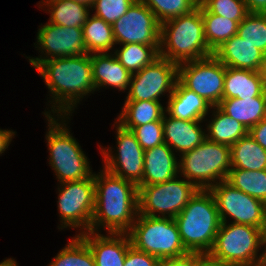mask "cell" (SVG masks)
<instances>
[{
	"label": "cell",
	"mask_w": 266,
	"mask_h": 266,
	"mask_svg": "<svg viewBox=\"0 0 266 266\" xmlns=\"http://www.w3.org/2000/svg\"><path fill=\"white\" fill-rule=\"evenodd\" d=\"M181 156L179 172L199 189H210L216 180L225 181L231 169L230 147L207 138Z\"/></svg>",
	"instance_id": "cell-7"
},
{
	"label": "cell",
	"mask_w": 266,
	"mask_h": 266,
	"mask_svg": "<svg viewBox=\"0 0 266 266\" xmlns=\"http://www.w3.org/2000/svg\"><path fill=\"white\" fill-rule=\"evenodd\" d=\"M261 242L266 246V205L263 214L262 225L260 227Z\"/></svg>",
	"instance_id": "cell-45"
},
{
	"label": "cell",
	"mask_w": 266,
	"mask_h": 266,
	"mask_svg": "<svg viewBox=\"0 0 266 266\" xmlns=\"http://www.w3.org/2000/svg\"><path fill=\"white\" fill-rule=\"evenodd\" d=\"M58 210L62 227H80L83 232L90 231L95 210L94 173L91 177L79 181L60 183ZM83 227V228H82Z\"/></svg>",
	"instance_id": "cell-11"
},
{
	"label": "cell",
	"mask_w": 266,
	"mask_h": 266,
	"mask_svg": "<svg viewBox=\"0 0 266 266\" xmlns=\"http://www.w3.org/2000/svg\"><path fill=\"white\" fill-rule=\"evenodd\" d=\"M156 16L160 24L196 9L200 0H140Z\"/></svg>",
	"instance_id": "cell-35"
},
{
	"label": "cell",
	"mask_w": 266,
	"mask_h": 266,
	"mask_svg": "<svg viewBox=\"0 0 266 266\" xmlns=\"http://www.w3.org/2000/svg\"><path fill=\"white\" fill-rule=\"evenodd\" d=\"M198 253L188 252L184 255L163 260L160 266H197Z\"/></svg>",
	"instance_id": "cell-40"
},
{
	"label": "cell",
	"mask_w": 266,
	"mask_h": 266,
	"mask_svg": "<svg viewBox=\"0 0 266 266\" xmlns=\"http://www.w3.org/2000/svg\"><path fill=\"white\" fill-rule=\"evenodd\" d=\"M50 10L49 23L63 27L82 28L89 17V7L71 0H47Z\"/></svg>",
	"instance_id": "cell-28"
},
{
	"label": "cell",
	"mask_w": 266,
	"mask_h": 266,
	"mask_svg": "<svg viewBox=\"0 0 266 266\" xmlns=\"http://www.w3.org/2000/svg\"><path fill=\"white\" fill-rule=\"evenodd\" d=\"M248 134L266 150V118L251 127Z\"/></svg>",
	"instance_id": "cell-41"
},
{
	"label": "cell",
	"mask_w": 266,
	"mask_h": 266,
	"mask_svg": "<svg viewBox=\"0 0 266 266\" xmlns=\"http://www.w3.org/2000/svg\"><path fill=\"white\" fill-rule=\"evenodd\" d=\"M49 266H96V264L89 246L77 235L58 253Z\"/></svg>",
	"instance_id": "cell-33"
},
{
	"label": "cell",
	"mask_w": 266,
	"mask_h": 266,
	"mask_svg": "<svg viewBox=\"0 0 266 266\" xmlns=\"http://www.w3.org/2000/svg\"><path fill=\"white\" fill-rule=\"evenodd\" d=\"M48 120L46 135L51 164L60 183L79 181L91 177L89 162L79 143L72 137L65 123H58L49 112L44 113ZM53 116V117H52ZM57 120V121H56ZM66 127V128H65Z\"/></svg>",
	"instance_id": "cell-6"
},
{
	"label": "cell",
	"mask_w": 266,
	"mask_h": 266,
	"mask_svg": "<svg viewBox=\"0 0 266 266\" xmlns=\"http://www.w3.org/2000/svg\"><path fill=\"white\" fill-rule=\"evenodd\" d=\"M161 260L131 246L127 250L124 266H160Z\"/></svg>",
	"instance_id": "cell-39"
},
{
	"label": "cell",
	"mask_w": 266,
	"mask_h": 266,
	"mask_svg": "<svg viewBox=\"0 0 266 266\" xmlns=\"http://www.w3.org/2000/svg\"><path fill=\"white\" fill-rule=\"evenodd\" d=\"M261 266H266V257H262Z\"/></svg>",
	"instance_id": "cell-49"
},
{
	"label": "cell",
	"mask_w": 266,
	"mask_h": 266,
	"mask_svg": "<svg viewBox=\"0 0 266 266\" xmlns=\"http://www.w3.org/2000/svg\"><path fill=\"white\" fill-rule=\"evenodd\" d=\"M90 60L95 89L107 85L120 90L129 87L132 74L121 65L114 54L94 53L90 54Z\"/></svg>",
	"instance_id": "cell-22"
},
{
	"label": "cell",
	"mask_w": 266,
	"mask_h": 266,
	"mask_svg": "<svg viewBox=\"0 0 266 266\" xmlns=\"http://www.w3.org/2000/svg\"><path fill=\"white\" fill-rule=\"evenodd\" d=\"M78 235L89 246L96 266H124L127 250L132 246L128 233H109L110 236H103L97 232L85 231Z\"/></svg>",
	"instance_id": "cell-17"
},
{
	"label": "cell",
	"mask_w": 266,
	"mask_h": 266,
	"mask_svg": "<svg viewBox=\"0 0 266 266\" xmlns=\"http://www.w3.org/2000/svg\"><path fill=\"white\" fill-rule=\"evenodd\" d=\"M200 3L213 14L240 23L249 13L243 0H200Z\"/></svg>",
	"instance_id": "cell-36"
},
{
	"label": "cell",
	"mask_w": 266,
	"mask_h": 266,
	"mask_svg": "<svg viewBox=\"0 0 266 266\" xmlns=\"http://www.w3.org/2000/svg\"><path fill=\"white\" fill-rule=\"evenodd\" d=\"M263 246L260 228L250 225L221 222L209 255L230 266H259L258 249Z\"/></svg>",
	"instance_id": "cell-8"
},
{
	"label": "cell",
	"mask_w": 266,
	"mask_h": 266,
	"mask_svg": "<svg viewBox=\"0 0 266 266\" xmlns=\"http://www.w3.org/2000/svg\"><path fill=\"white\" fill-rule=\"evenodd\" d=\"M248 12L266 13V0H243Z\"/></svg>",
	"instance_id": "cell-42"
},
{
	"label": "cell",
	"mask_w": 266,
	"mask_h": 266,
	"mask_svg": "<svg viewBox=\"0 0 266 266\" xmlns=\"http://www.w3.org/2000/svg\"><path fill=\"white\" fill-rule=\"evenodd\" d=\"M168 180L164 183L138 186V214L175 218L196 194L199 188L184 179ZM168 216H166V214Z\"/></svg>",
	"instance_id": "cell-9"
},
{
	"label": "cell",
	"mask_w": 266,
	"mask_h": 266,
	"mask_svg": "<svg viewBox=\"0 0 266 266\" xmlns=\"http://www.w3.org/2000/svg\"><path fill=\"white\" fill-rule=\"evenodd\" d=\"M225 71L226 66L211 55L178 64V80L213 107L223 99Z\"/></svg>",
	"instance_id": "cell-10"
},
{
	"label": "cell",
	"mask_w": 266,
	"mask_h": 266,
	"mask_svg": "<svg viewBox=\"0 0 266 266\" xmlns=\"http://www.w3.org/2000/svg\"><path fill=\"white\" fill-rule=\"evenodd\" d=\"M260 72H261V76H262L263 87H264V90L266 91V58H265L264 63L262 64V68H261Z\"/></svg>",
	"instance_id": "cell-46"
},
{
	"label": "cell",
	"mask_w": 266,
	"mask_h": 266,
	"mask_svg": "<svg viewBox=\"0 0 266 266\" xmlns=\"http://www.w3.org/2000/svg\"><path fill=\"white\" fill-rule=\"evenodd\" d=\"M136 0H96L91 7L95 9V16L113 25L122 17Z\"/></svg>",
	"instance_id": "cell-37"
},
{
	"label": "cell",
	"mask_w": 266,
	"mask_h": 266,
	"mask_svg": "<svg viewBox=\"0 0 266 266\" xmlns=\"http://www.w3.org/2000/svg\"><path fill=\"white\" fill-rule=\"evenodd\" d=\"M218 107L249 130L266 118L265 91L254 98L222 99Z\"/></svg>",
	"instance_id": "cell-24"
},
{
	"label": "cell",
	"mask_w": 266,
	"mask_h": 266,
	"mask_svg": "<svg viewBox=\"0 0 266 266\" xmlns=\"http://www.w3.org/2000/svg\"><path fill=\"white\" fill-rule=\"evenodd\" d=\"M83 40L88 54L108 53L116 44L111 24L93 15L83 25Z\"/></svg>",
	"instance_id": "cell-29"
},
{
	"label": "cell",
	"mask_w": 266,
	"mask_h": 266,
	"mask_svg": "<svg viewBox=\"0 0 266 266\" xmlns=\"http://www.w3.org/2000/svg\"><path fill=\"white\" fill-rule=\"evenodd\" d=\"M265 252H263V256L262 257H266V247L264 249Z\"/></svg>",
	"instance_id": "cell-50"
},
{
	"label": "cell",
	"mask_w": 266,
	"mask_h": 266,
	"mask_svg": "<svg viewBox=\"0 0 266 266\" xmlns=\"http://www.w3.org/2000/svg\"><path fill=\"white\" fill-rule=\"evenodd\" d=\"M210 124L207 125L206 138L219 144L231 147L241 137L248 134V129L241 123L224 113L218 106Z\"/></svg>",
	"instance_id": "cell-27"
},
{
	"label": "cell",
	"mask_w": 266,
	"mask_h": 266,
	"mask_svg": "<svg viewBox=\"0 0 266 266\" xmlns=\"http://www.w3.org/2000/svg\"><path fill=\"white\" fill-rule=\"evenodd\" d=\"M118 123L132 130L152 121H162L164 108L160 101H125Z\"/></svg>",
	"instance_id": "cell-26"
},
{
	"label": "cell",
	"mask_w": 266,
	"mask_h": 266,
	"mask_svg": "<svg viewBox=\"0 0 266 266\" xmlns=\"http://www.w3.org/2000/svg\"><path fill=\"white\" fill-rule=\"evenodd\" d=\"M15 132L11 130H1L0 129V154H2L6 148H8L11 138L14 136Z\"/></svg>",
	"instance_id": "cell-44"
},
{
	"label": "cell",
	"mask_w": 266,
	"mask_h": 266,
	"mask_svg": "<svg viewBox=\"0 0 266 266\" xmlns=\"http://www.w3.org/2000/svg\"><path fill=\"white\" fill-rule=\"evenodd\" d=\"M160 46H150L139 43L123 44L114 55L121 65L131 74L139 72L159 57Z\"/></svg>",
	"instance_id": "cell-31"
},
{
	"label": "cell",
	"mask_w": 266,
	"mask_h": 266,
	"mask_svg": "<svg viewBox=\"0 0 266 266\" xmlns=\"http://www.w3.org/2000/svg\"><path fill=\"white\" fill-rule=\"evenodd\" d=\"M213 53L205 39L200 2L190 13L161 24L159 56L180 64Z\"/></svg>",
	"instance_id": "cell-4"
},
{
	"label": "cell",
	"mask_w": 266,
	"mask_h": 266,
	"mask_svg": "<svg viewBox=\"0 0 266 266\" xmlns=\"http://www.w3.org/2000/svg\"><path fill=\"white\" fill-rule=\"evenodd\" d=\"M209 190L216 200L221 222H227L226 215H229L234 219L232 223L261 227L265 203L226 181L216 182Z\"/></svg>",
	"instance_id": "cell-13"
},
{
	"label": "cell",
	"mask_w": 266,
	"mask_h": 266,
	"mask_svg": "<svg viewBox=\"0 0 266 266\" xmlns=\"http://www.w3.org/2000/svg\"><path fill=\"white\" fill-rule=\"evenodd\" d=\"M112 27L116 44L139 43L160 46L161 24L155 14L140 0H136Z\"/></svg>",
	"instance_id": "cell-14"
},
{
	"label": "cell",
	"mask_w": 266,
	"mask_h": 266,
	"mask_svg": "<svg viewBox=\"0 0 266 266\" xmlns=\"http://www.w3.org/2000/svg\"><path fill=\"white\" fill-rule=\"evenodd\" d=\"M201 122L186 121L171 116L167 118L164 113L162 118L164 143L173 148V151H179L181 155L195 149L206 139L205 132L199 126Z\"/></svg>",
	"instance_id": "cell-20"
},
{
	"label": "cell",
	"mask_w": 266,
	"mask_h": 266,
	"mask_svg": "<svg viewBox=\"0 0 266 266\" xmlns=\"http://www.w3.org/2000/svg\"><path fill=\"white\" fill-rule=\"evenodd\" d=\"M95 210L90 231L105 227L108 233H128L138 215V186L107 170L94 174Z\"/></svg>",
	"instance_id": "cell-1"
},
{
	"label": "cell",
	"mask_w": 266,
	"mask_h": 266,
	"mask_svg": "<svg viewBox=\"0 0 266 266\" xmlns=\"http://www.w3.org/2000/svg\"><path fill=\"white\" fill-rule=\"evenodd\" d=\"M212 107L201 96L187 89L179 80L169 95L166 112L172 118L186 121H202Z\"/></svg>",
	"instance_id": "cell-21"
},
{
	"label": "cell",
	"mask_w": 266,
	"mask_h": 266,
	"mask_svg": "<svg viewBox=\"0 0 266 266\" xmlns=\"http://www.w3.org/2000/svg\"><path fill=\"white\" fill-rule=\"evenodd\" d=\"M174 151L166 144L144 150L143 179L137 186L164 183L179 174Z\"/></svg>",
	"instance_id": "cell-18"
},
{
	"label": "cell",
	"mask_w": 266,
	"mask_h": 266,
	"mask_svg": "<svg viewBox=\"0 0 266 266\" xmlns=\"http://www.w3.org/2000/svg\"><path fill=\"white\" fill-rule=\"evenodd\" d=\"M264 91L260 71L226 67L223 99L254 98Z\"/></svg>",
	"instance_id": "cell-23"
},
{
	"label": "cell",
	"mask_w": 266,
	"mask_h": 266,
	"mask_svg": "<svg viewBox=\"0 0 266 266\" xmlns=\"http://www.w3.org/2000/svg\"><path fill=\"white\" fill-rule=\"evenodd\" d=\"M225 181L266 204V169L248 171L231 168Z\"/></svg>",
	"instance_id": "cell-32"
},
{
	"label": "cell",
	"mask_w": 266,
	"mask_h": 266,
	"mask_svg": "<svg viewBox=\"0 0 266 266\" xmlns=\"http://www.w3.org/2000/svg\"><path fill=\"white\" fill-rule=\"evenodd\" d=\"M177 80L178 64L159 56L132 74L125 101H159L163 93H173Z\"/></svg>",
	"instance_id": "cell-12"
},
{
	"label": "cell",
	"mask_w": 266,
	"mask_h": 266,
	"mask_svg": "<svg viewBox=\"0 0 266 266\" xmlns=\"http://www.w3.org/2000/svg\"><path fill=\"white\" fill-rule=\"evenodd\" d=\"M201 16L204 23L205 39L213 52L232 36L237 35L239 25L237 21L210 13L202 4Z\"/></svg>",
	"instance_id": "cell-30"
},
{
	"label": "cell",
	"mask_w": 266,
	"mask_h": 266,
	"mask_svg": "<svg viewBox=\"0 0 266 266\" xmlns=\"http://www.w3.org/2000/svg\"><path fill=\"white\" fill-rule=\"evenodd\" d=\"M231 168L248 171L266 169V150L249 134L241 137L230 147Z\"/></svg>",
	"instance_id": "cell-25"
},
{
	"label": "cell",
	"mask_w": 266,
	"mask_h": 266,
	"mask_svg": "<svg viewBox=\"0 0 266 266\" xmlns=\"http://www.w3.org/2000/svg\"><path fill=\"white\" fill-rule=\"evenodd\" d=\"M0 266H17V263L14 259H7L0 263Z\"/></svg>",
	"instance_id": "cell-48"
},
{
	"label": "cell",
	"mask_w": 266,
	"mask_h": 266,
	"mask_svg": "<svg viewBox=\"0 0 266 266\" xmlns=\"http://www.w3.org/2000/svg\"><path fill=\"white\" fill-rule=\"evenodd\" d=\"M131 131L144 150L164 143L162 121H152L144 125L136 126Z\"/></svg>",
	"instance_id": "cell-38"
},
{
	"label": "cell",
	"mask_w": 266,
	"mask_h": 266,
	"mask_svg": "<svg viewBox=\"0 0 266 266\" xmlns=\"http://www.w3.org/2000/svg\"><path fill=\"white\" fill-rule=\"evenodd\" d=\"M237 36L266 55V13L249 12L239 23Z\"/></svg>",
	"instance_id": "cell-34"
},
{
	"label": "cell",
	"mask_w": 266,
	"mask_h": 266,
	"mask_svg": "<svg viewBox=\"0 0 266 266\" xmlns=\"http://www.w3.org/2000/svg\"><path fill=\"white\" fill-rule=\"evenodd\" d=\"M174 220L188 252L209 254L221 225L216 200L209 189H199Z\"/></svg>",
	"instance_id": "cell-3"
},
{
	"label": "cell",
	"mask_w": 266,
	"mask_h": 266,
	"mask_svg": "<svg viewBox=\"0 0 266 266\" xmlns=\"http://www.w3.org/2000/svg\"><path fill=\"white\" fill-rule=\"evenodd\" d=\"M197 266H230L227 263L213 259L209 254L198 253Z\"/></svg>",
	"instance_id": "cell-43"
},
{
	"label": "cell",
	"mask_w": 266,
	"mask_h": 266,
	"mask_svg": "<svg viewBox=\"0 0 266 266\" xmlns=\"http://www.w3.org/2000/svg\"><path fill=\"white\" fill-rule=\"evenodd\" d=\"M71 1L86 5L89 8H91L96 0H71Z\"/></svg>",
	"instance_id": "cell-47"
},
{
	"label": "cell",
	"mask_w": 266,
	"mask_h": 266,
	"mask_svg": "<svg viewBox=\"0 0 266 266\" xmlns=\"http://www.w3.org/2000/svg\"><path fill=\"white\" fill-rule=\"evenodd\" d=\"M213 55L226 67L260 71L266 55L237 35L225 41Z\"/></svg>",
	"instance_id": "cell-19"
},
{
	"label": "cell",
	"mask_w": 266,
	"mask_h": 266,
	"mask_svg": "<svg viewBox=\"0 0 266 266\" xmlns=\"http://www.w3.org/2000/svg\"><path fill=\"white\" fill-rule=\"evenodd\" d=\"M116 124H118L116 127L118 154L114 156L111 150L102 149L105 160L103 169L138 185L143 179L144 149L131 130L124 128L118 122Z\"/></svg>",
	"instance_id": "cell-15"
},
{
	"label": "cell",
	"mask_w": 266,
	"mask_h": 266,
	"mask_svg": "<svg viewBox=\"0 0 266 266\" xmlns=\"http://www.w3.org/2000/svg\"><path fill=\"white\" fill-rule=\"evenodd\" d=\"M38 48L47 57H36L29 59L34 68L47 59L79 56L87 54V49L83 40V28L63 27L56 24L46 23L38 29Z\"/></svg>",
	"instance_id": "cell-16"
},
{
	"label": "cell",
	"mask_w": 266,
	"mask_h": 266,
	"mask_svg": "<svg viewBox=\"0 0 266 266\" xmlns=\"http://www.w3.org/2000/svg\"><path fill=\"white\" fill-rule=\"evenodd\" d=\"M35 68L39 75L44 78L46 86L52 93L53 102L55 100L51 107L53 114L58 113L56 116L61 118L63 115H67L66 118H68V114L72 113L70 111L74 109V106L76 107V103L89 92L96 90L92 79L90 54L88 53L47 59L41 61Z\"/></svg>",
	"instance_id": "cell-2"
},
{
	"label": "cell",
	"mask_w": 266,
	"mask_h": 266,
	"mask_svg": "<svg viewBox=\"0 0 266 266\" xmlns=\"http://www.w3.org/2000/svg\"><path fill=\"white\" fill-rule=\"evenodd\" d=\"M128 235L135 249L161 261L188 253L174 218L138 214Z\"/></svg>",
	"instance_id": "cell-5"
}]
</instances>
